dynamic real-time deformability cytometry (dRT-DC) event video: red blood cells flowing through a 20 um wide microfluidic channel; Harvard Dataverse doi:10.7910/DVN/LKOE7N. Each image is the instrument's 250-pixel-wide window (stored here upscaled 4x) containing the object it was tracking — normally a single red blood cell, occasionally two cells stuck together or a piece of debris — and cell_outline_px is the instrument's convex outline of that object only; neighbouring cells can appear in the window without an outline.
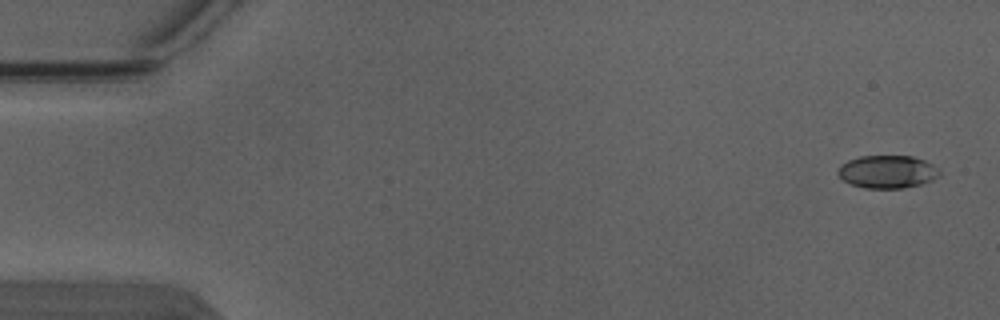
{"species": "Egyptian fruit bat (a non-hibernating species)", "species_latin": "Rousettus aegyptiacus", "temperature_condition": "warm", "stored_images_in_passage": 6, "camera_frame_rate_fps": 3000, "um_per_image_px": 0.085, "animal": {"sex": "male"}, "frame": {"image": 1, "passage_image": 1, "time_ms": 0.0, "image_size_px": [1000, 320], "cell_outline_px": [[940, 176], [932, 180], [920, 184], [904, 188], [864, 188], [852, 184], [844, 180], [836, 172], [840, 164], [848, 160], [860, 156], [912, 156], [924, 160], [932, 164], [940, 172]], "centroid_in_image_um": [75.41, 14.59], "position_along_channel_um": 9.6, "area_um2": 19.42}}
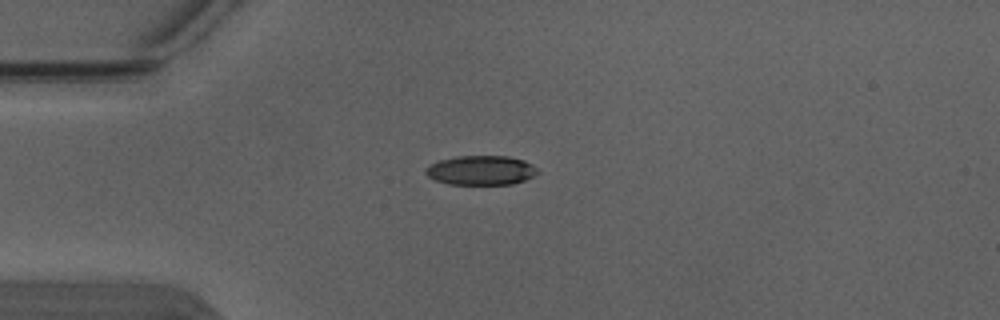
{"frame": {"image": 2, "passage_image": 4, "time_ms": 1.0, "image_size_px": [1000, 320], "cell_outline_px": [[540, 172], [524, 180], [512, 184], [448, 184], [436, 180], [428, 176], [424, 172], [424, 168], [440, 160], [456, 156], [508, 156], [524, 160], [532, 164]], "centroid_in_image_um": [40.88, 14.47], "position_along_channel_um": 44.1, "area_um2": 19.13}}
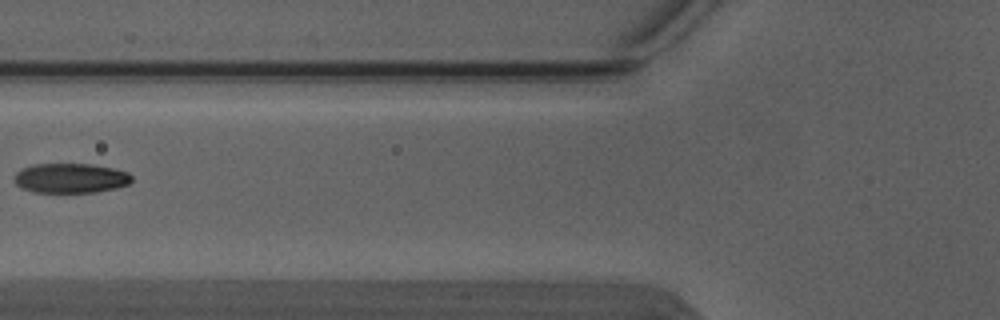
{"frame": {"image": 3, "passage_image": 6, "time_ms": 1.667, "image_size_px": [1000, 320], "cell_outline_px": [[132, 180], [128, 184], [116, 188], [96, 192], [32, 192], [20, 188], [16, 184], [12, 176], [20, 168], [32, 164], [92, 164], [112, 168], [128, 172], [132, 176]], "centroid_in_image_um": [5.95, 15.14], "position_along_channel_um": 119.9, "area_um2": 20.58}}